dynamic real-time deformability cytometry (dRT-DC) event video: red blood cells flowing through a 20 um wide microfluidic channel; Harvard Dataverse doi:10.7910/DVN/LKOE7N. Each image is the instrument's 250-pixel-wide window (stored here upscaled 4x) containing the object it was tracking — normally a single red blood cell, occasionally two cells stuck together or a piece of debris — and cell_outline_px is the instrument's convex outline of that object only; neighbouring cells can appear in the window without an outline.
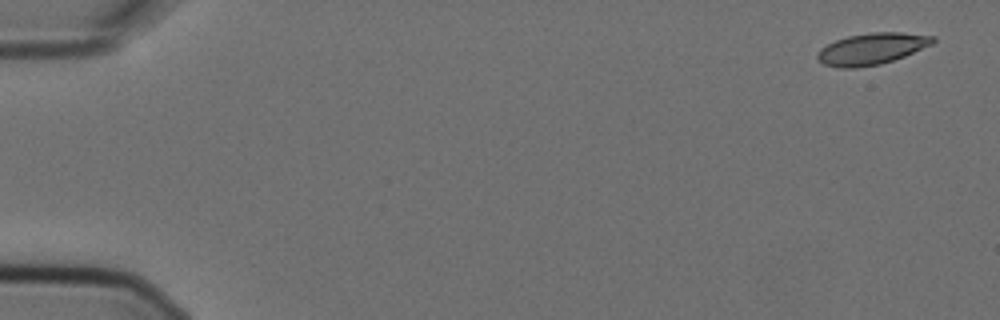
{"species": "Egyptian fruit bat (a non-hibernating species)", "species_latin": "Rousettus aegyptiacus", "temperature_condition": "cold", "stored_images_in_passage": 6, "camera_frame_rate_fps": 3000, "um_per_image_px": 0.085, "animal": {"sex": "female"}, "frame": {"image": 1, "passage_image": 1, "time_ms": 0.0, "image_size_px": [1000, 320], "cell_outline_px": [[936, 40], [932, 44], [904, 56], [880, 64], [856, 68], [836, 68], [824, 64], [816, 56], [816, 52], [820, 48], [836, 40], [848, 36], [872, 32], [900, 32], [936, 36]], "centroid_in_image_um": [74.09, 4.15], "position_along_channel_um": 10.9, "area_um2": 21.15}}
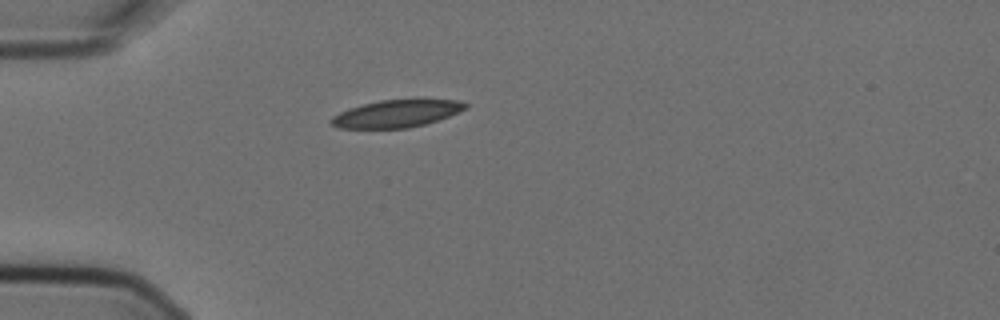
{"frame": {"image": 2, "passage_image": 5, "time_ms": 1.333, "image_size_px": [1000, 320], "cell_outline_px": [[468, 108], [448, 116], [424, 124], [408, 128], [340, 128], [332, 124], [328, 120], [332, 116], [348, 108], [380, 100], [460, 100], [468, 104]], "centroid_in_image_um": [33.69, 9.66], "position_along_channel_um": 51.3, "area_um2": 21.15}}